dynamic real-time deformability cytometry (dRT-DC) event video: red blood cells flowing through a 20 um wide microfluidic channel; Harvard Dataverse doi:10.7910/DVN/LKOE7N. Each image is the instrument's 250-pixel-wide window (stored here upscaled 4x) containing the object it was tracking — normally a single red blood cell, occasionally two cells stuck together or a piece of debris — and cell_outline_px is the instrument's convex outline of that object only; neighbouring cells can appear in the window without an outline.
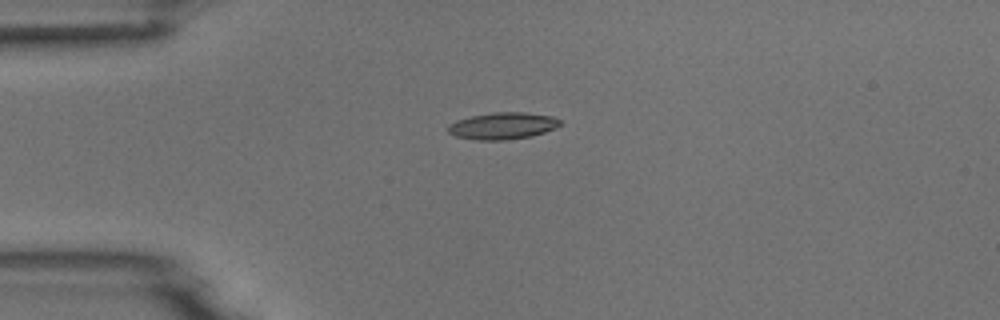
{"species": "common noctule bat (a hibernating species)", "species_latin": "Nyctalus noctula", "temperature_condition": "room temperature", "stored_images_in_passage": 1, "camera_frame_rate_fps": 3000, "um_per_image_px": 0.085, "animal": {"sex": "male", "body_mass_g": 18.8}, "frame": {"image": 1, "passage_image": 1, "time_ms": 0.0, "image_size_px": [1000, 320], "cell_outline_px": [[560, 124], [556, 128], [532, 136], [504, 140], [476, 140], [456, 136], [448, 132], [448, 124], [456, 120], [472, 116], [492, 112], [524, 112], [552, 116], [560, 120]], "centroid_in_image_um": [42.72, 10.69], "position_along_channel_um": 42.3, "area_um2": 17.51}}